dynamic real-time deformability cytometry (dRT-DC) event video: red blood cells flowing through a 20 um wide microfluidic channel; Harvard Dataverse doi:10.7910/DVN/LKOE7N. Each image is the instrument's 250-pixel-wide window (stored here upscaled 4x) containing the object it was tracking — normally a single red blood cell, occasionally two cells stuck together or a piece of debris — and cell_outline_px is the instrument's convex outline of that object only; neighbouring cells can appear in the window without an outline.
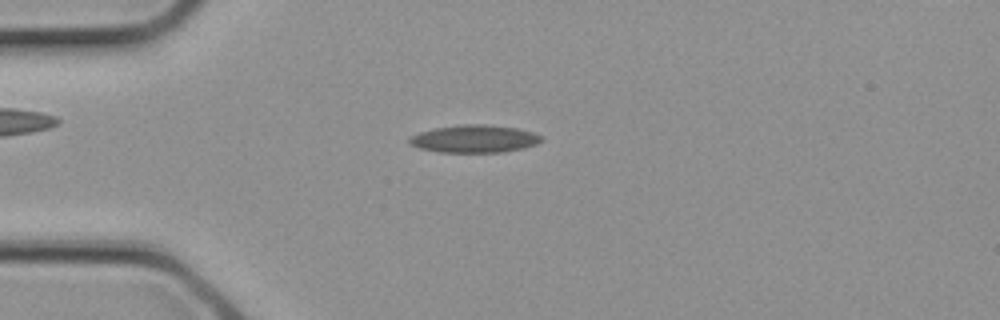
{"species": "common noctule bat (a hibernating species)", "species_latin": "Nyctalus noctula", "temperature_condition": "cold", "stored_images_in_passage": 2, "camera_frame_rate_fps": 3000, "um_per_image_px": 0.085, "animal": {"sex": "female", "body_mass_g": 21.9}, "frame": {"image": 1, "passage_image": 2, "time_ms": 0.333, "image_size_px": [1000, 320], "cell_outline_px": [[544, 140], [536, 144], [524, 148], [500, 152], [440, 152], [420, 148], [408, 144], [408, 136], [420, 132], [436, 128], [464, 124], [488, 124], [516, 128], [532, 132], [544, 136]], "centroid_in_image_um": [40.33, 11.79], "position_along_channel_um": 44.7, "area_um2": 21.33}}